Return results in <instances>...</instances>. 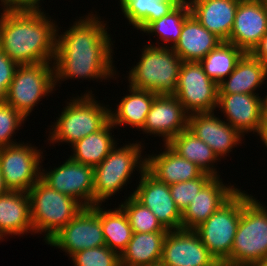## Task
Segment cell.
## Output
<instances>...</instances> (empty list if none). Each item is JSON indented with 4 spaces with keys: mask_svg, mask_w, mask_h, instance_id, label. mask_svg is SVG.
I'll return each mask as SVG.
<instances>
[{
    "mask_svg": "<svg viewBox=\"0 0 267 266\" xmlns=\"http://www.w3.org/2000/svg\"><path fill=\"white\" fill-rule=\"evenodd\" d=\"M82 17L73 22L63 34L57 28L53 62L55 87L65 79L82 78L105 82V79L109 81L112 77L117 78L114 77L117 71L113 66L114 50L112 38L107 32V21H101V17L93 12Z\"/></svg>",
    "mask_w": 267,
    "mask_h": 266,
    "instance_id": "cell-1",
    "label": "cell"
},
{
    "mask_svg": "<svg viewBox=\"0 0 267 266\" xmlns=\"http://www.w3.org/2000/svg\"><path fill=\"white\" fill-rule=\"evenodd\" d=\"M0 14V49L12 61L54 62L58 25L46 12L3 9Z\"/></svg>",
    "mask_w": 267,
    "mask_h": 266,
    "instance_id": "cell-2",
    "label": "cell"
},
{
    "mask_svg": "<svg viewBox=\"0 0 267 266\" xmlns=\"http://www.w3.org/2000/svg\"><path fill=\"white\" fill-rule=\"evenodd\" d=\"M140 60L127 74L129 85L157 95H176L183 61L169 46L145 45Z\"/></svg>",
    "mask_w": 267,
    "mask_h": 266,
    "instance_id": "cell-3",
    "label": "cell"
},
{
    "mask_svg": "<svg viewBox=\"0 0 267 266\" xmlns=\"http://www.w3.org/2000/svg\"><path fill=\"white\" fill-rule=\"evenodd\" d=\"M72 98L49 130L48 142L52 145L65 142L72 146L99 131L110 120V108L101 104L100 100L98 102L92 90Z\"/></svg>",
    "mask_w": 267,
    "mask_h": 266,
    "instance_id": "cell-4",
    "label": "cell"
},
{
    "mask_svg": "<svg viewBox=\"0 0 267 266\" xmlns=\"http://www.w3.org/2000/svg\"><path fill=\"white\" fill-rule=\"evenodd\" d=\"M253 195L242 203L230 257L221 266H250L267 259V207Z\"/></svg>",
    "mask_w": 267,
    "mask_h": 266,
    "instance_id": "cell-5",
    "label": "cell"
},
{
    "mask_svg": "<svg viewBox=\"0 0 267 266\" xmlns=\"http://www.w3.org/2000/svg\"><path fill=\"white\" fill-rule=\"evenodd\" d=\"M27 193L33 233H45V243L84 208L73 197L54 190L41 178Z\"/></svg>",
    "mask_w": 267,
    "mask_h": 266,
    "instance_id": "cell-6",
    "label": "cell"
},
{
    "mask_svg": "<svg viewBox=\"0 0 267 266\" xmlns=\"http://www.w3.org/2000/svg\"><path fill=\"white\" fill-rule=\"evenodd\" d=\"M142 142L116 146L94 167V205L107 202L129 183L133 171L142 173L146 169V157L141 156ZM144 158V159H143Z\"/></svg>",
    "mask_w": 267,
    "mask_h": 266,
    "instance_id": "cell-7",
    "label": "cell"
},
{
    "mask_svg": "<svg viewBox=\"0 0 267 266\" xmlns=\"http://www.w3.org/2000/svg\"><path fill=\"white\" fill-rule=\"evenodd\" d=\"M239 189L226 203L195 229L210 254L222 265L231 255L240 222L242 203L250 196Z\"/></svg>",
    "mask_w": 267,
    "mask_h": 266,
    "instance_id": "cell-8",
    "label": "cell"
},
{
    "mask_svg": "<svg viewBox=\"0 0 267 266\" xmlns=\"http://www.w3.org/2000/svg\"><path fill=\"white\" fill-rule=\"evenodd\" d=\"M55 88L53 62L18 65L3 100L27 120L40 99L52 95Z\"/></svg>",
    "mask_w": 267,
    "mask_h": 266,
    "instance_id": "cell-9",
    "label": "cell"
},
{
    "mask_svg": "<svg viewBox=\"0 0 267 266\" xmlns=\"http://www.w3.org/2000/svg\"><path fill=\"white\" fill-rule=\"evenodd\" d=\"M43 152L24 142L0 148V169L6 187L28 192L41 178Z\"/></svg>",
    "mask_w": 267,
    "mask_h": 266,
    "instance_id": "cell-10",
    "label": "cell"
},
{
    "mask_svg": "<svg viewBox=\"0 0 267 266\" xmlns=\"http://www.w3.org/2000/svg\"><path fill=\"white\" fill-rule=\"evenodd\" d=\"M218 90V84L208 77L200 62H183L175 96L189 115L214 112Z\"/></svg>",
    "mask_w": 267,
    "mask_h": 266,
    "instance_id": "cell-11",
    "label": "cell"
},
{
    "mask_svg": "<svg viewBox=\"0 0 267 266\" xmlns=\"http://www.w3.org/2000/svg\"><path fill=\"white\" fill-rule=\"evenodd\" d=\"M70 257L84 249L105 246L101 220L91 207H84L47 242Z\"/></svg>",
    "mask_w": 267,
    "mask_h": 266,
    "instance_id": "cell-12",
    "label": "cell"
},
{
    "mask_svg": "<svg viewBox=\"0 0 267 266\" xmlns=\"http://www.w3.org/2000/svg\"><path fill=\"white\" fill-rule=\"evenodd\" d=\"M63 163L48 172L41 168V179L54 190L73 197L84 207L94 206V168L75 162L70 157Z\"/></svg>",
    "mask_w": 267,
    "mask_h": 266,
    "instance_id": "cell-13",
    "label": "cell"
},
{
    "mask_svg": "<svg viewBox=\"0 0 267 266\" xmlns=\"http://www.w3.org/2000/svg\"><path fill=\"white\" fill-rule=\"evenodd\" d=\"M160 263L163 266H221L195 230L167 232Z\"/></svg>",
    "mask_w": 267,
    "mask_h": 266,
    "instance_id": "cell-14",
    "label": "cell"
},
{
    "mask_svg": "<svg viewBox=\"0 0 267 266\" xmlns=\"http://www.w3.org/2000/svg\"><path fill=\"white\" fill-rule=\"evenodd\" d=\"M139 178V184L131 194L151 210L165 229H182V213L171 196L169 185L157 180L146 169Z\"/></svg>",
    "mask_w": 267,
    "mask_h": 266,
    "instance_id": "cell-15",
    "label": "cell"
},
{
    "mask_svg": "<svg viewBox=\"0 0 267 266\" xmlns=\"http://www.w3.org/2000/svg\"><path fill=\"white\" fill-rule=\"evenodd\" d=\"M189 114L175 95H156L143 128L146 134L162 137L167 144L188 128Z\"/></svg>",
    "mask_w": 267,
    "mask_h": 266,
    "instance_id": "cell-16",
    "label": "cell"
},
{
    "mask_svg": "<svg viewBox=\"0 0 267 266\" xmlns=\"http://www.w3.org/2000/svg\"><path fill=\"white\" fill-rule=\"evenodd\" d=\"M267 32V7L262 0H240L227 42L250 53Z\"/></svg>",
    "mask_w": 267,
    "mask_h": 266,
    "instance_id": "cell-17",
    "label": "cell"
},
{
    "mask_svg": "<svg viewBox=\"0 0 267 266\" xmlns=\"http://www.w3.org/2000/svg\"><path fill=\"white\" fill-rule=\"evenodd\" d=\"M188 129L205 142L220 160L239 146L244 137L228 122L216 117L214 112L190 114Z\"/></svg>",
    "mask_w": 267,
    "mask_h": 266,
    "instance_id": "cell-18",
    "label": "cell"
},
{
    "mask_svg": "<svg viewBox=\"0 0 267 266\" xmlns=\"http://www.w3.org/2000/svg\"><path fill=\"white\" fill-rule=\"evenodd\" d=\"M239 189L231 183L224 185L220 177H213L182 213V229L195 230Z\"/></svg>",
    "mask_w": 267,
    "mask_h": 266,
    "instance_id": "cell-19",
    "label": "cell"
},
{
    "mask_svg": "<svg viewBox=\"0 0 267 266\" xmlns=\"http://www.w3.org/2000/svg\"><path fill=\"white\" fill-rule=\"evenodd\" d=\"M265 99L257 94H218L217 108L226 122L245 137L246 133H257Z\"/></svg>",
    "mask_w": 267,
    "mask_h": 266,
    "instance_id": "cell-20",
    "label": "cell"
},
{
    "mask_svg": "<svg viewBox=\"0 0 267 266\" xmlns=\"http://www.w3.org/2000/svg\"><path fill=\"white\" fill-rule=\"evenodd\" d=\"M191 14L208 31L228 41L240 0H187Z\"/></svg>",
    "mask_w": 267,
    "mask_h": 266,
    "instance_id": "cell-21",
    "label": "cell"
},
{
    "mask_svg": "<svg viewBox=\"0 0 267 266\" xmlns=\"http://www.w3.org/2000/svg\"><path fill=\"white\" fill-rule=\"evenodd\" d=\"M159 154H147L146 170L157 180L172 185L199 178L204 172L191 161L179 156L167 144Z\"/></svg>",
    "mask_w": 267,
    "mask_h": 266,
    "instance_id": "cell-22",
    "label": "cell"
},
{
    "mask_svg": "<svg viewBox=\"0 0 267 266\" xmlns=\"http://www.w3.org/2000/svg\"><path fill=\"white\" fill-rule=\"evenodd\" d=\"M0 233L4 236L33 234L27 192L11 191L0 196Z\"/></svg>",
    "mask_w": 267,
    "mask_h": 266,
    "instance_id": "cell-23",
    "label": "cell"
},
{
    "mask_svg": "<svg viewBox=\"0 0 267 266\" xmlns=\"http://www.w3.org/2000/svg\"><path fill=\"white\" fill-rule=\"evenodd\" d=\"M221 42L191 14L183 24L181 35L172 49L183 62H200Z\"/></svg>",
    "mask_w": 267,
    "mask_h": 266,
    "instance_id": "cell-24",
    "label": "cell"
},
{
    "mask_svg": "<svg viewBox=\"0 0 267 266\" xmlns=\"http://www.w3.org/2000/svg\"><path fill=\"white\" fill-rule=\"evenodd\" d=\"M267 80V64L245 53L233 72L218 84V94H258ZM257 93H256V92Z\"/></svg>",
    "mask_w": 267,
    "mask_h": 266,
    "instance_id": "cell-25",
    "label": "cell"
},
{
    "mask_svg": "<svg viewBox=\"0 0 267 266\" xmlns=\"http://www.w3.org/2000/svg\"><path fill=\"white\" fill-rule=\"evenodd\" d=\"M128 91L129 94L123 96L117 109L114 111L110 109V122L115 126V129L118 128L117 126L130 125V127L140 131L157 94L149 90H139L130 85Z\"/></svg>",
    "mask_w": 267,
    "mask_h": 266,
    "instance_id": "cell-26",
    "label": "cell"
},
{
    "mask_svg": "<svg viewBox=\"0 0 267 266\" xmlns=\"http://www.w3.org/2000/svg\"><path fill=\"white\" fill-rule=\"evenodd\" d=\"M167 232L133 233L127 248L120 255V265L149 266L160 263Z\"/></svg>",
    "mask_w": 267,
    "mask_h": 266,
    "instance_id": "cell-27",
    "label": "cell"
},
{
    "mask_svg": "<svg viewBox=\"0 0 267 266\" xmlns=\"http://www.w3.org/2000/svg\"><path fill=\"white\" fill-rule=\"evenodd\" d=\"M167 145L179 156L196 164L204 173L221 177L214 163L220 161L213 150L188 128L173 137Z\"/></svg>",
    "mask_w": 267,
    "mask_h": 266,
    "instance_id": "cell-28",
    "label": "cell"
},
{
    "mask_svg": "<svg viewBox=\"0 0 267 266\" xmlns=\"http://www.w3.org/2000/svg\"><path fill=\"white\" fill-rule=\"evenodd\" d=\"M114 128L115 126L109 120L99 131L77 141L71 146L73 155L71 154L70 158L93 168L99 165L116 144H119L114 135L112 136L111 131Z\"/></svg>",
    "mask_w": 267,
    "mask_h": 266,
    "instance_id": "cell-29",
    "label": "cell"
},
{
    "mask_svg": "<svg viewBox=\"0 0 267 266\" xmlns=\"http://www.w3.org/2000/svg\"><path fill=\"white\" fill-rule=\"evenodd\" d=\"M102 205L96 204L91 208L101 220L105 245L121 255L133 236L128 216L120 205L114 210H106Z\"/></svg>",
    "mask_w": 267,
    "mask_h": 266,
    "instance_id": "cell-30",
    "label": "cell"
},
{
    "mask_svg": "<svg viewBox=\"0 0 267 266\" xmlns=\"http://www.w3.org/2000/svg\"><path fill=\"white\" fill-rule=\"evenodd\" d=\"M123 16L136 30L173 11L183 0H119Z\"/></svg>",
    "mask_w": 267,
    "mask_h": 266,
    "instance_id": "cell-31",
    "label": "cell"
},
{
    "mask_svg": "<svg viewBox=\"0 0 267 266\" xmlns=\"http://www.w3.org/2000/svg\"><path fill=\"white\" fill-rule=\"evenodd\" d=\"M245 52L235 45L223 41L211 50L201 61L204 72L217 84L227 78Z\"/></svg>",
    "mask_w": 267,
    "mask_h": 266,
    "instance_id": "cell-32",
    "label": "cell"
},
{
    "mask_svg": "<svg viewBox=\"0 0 267 266\" xmlns=\"http://www.w3.org/2000/svg\"><path fill=\"white\" fill-rule=\"evenodd\" d=\"M191 15L190 5L187 0H183L173 11L160 19L152 21L144 30V33L157 35L158 43L156 46L173 47L179 40L184 21ZM161 39V40H160ZM162 44V45H161Z\"/></svg>",
    "mask_w": 267,
    "mask_h": 266,
    "instance_id": "cell-33",
    "label": "cell"
},
{
    "mask_svg": "<svg viewBox=\"0 0 267 266\" xmlns=\"http://www.w3.org/2000/svg\"><path fill=\"white\" fill-rule=\"evenodd\" d=\"M119 205L127 214L133 233L168 231L151 210L141 204L132 194Z\"/></svg>",
    "mask_w": 267,
    "mask_h": 266,
    "instance_id": "cell-34",
    "label": "cell"
},
{
    "mask_svg": "<svg viewBox=\"0 0 267 266\" xmlns=\"http://www.w3.org/2000/svg\"><path fill=\"white\" fill-rule=\"evenodd\" d=\"M26 118L14 107L0 100V148L20 143L13 139L15 131L19 130ZM15 141V142H14Z\"/></svg>",
    "mask_w": 267,
    "mask_h": 266,
    "instance_id": "cell-35",
    "label": "cell"
},
{
    "mask_svg": "<svg viewBox=\"0 0 267 266\" xmlns=\"http://www.w3.org/2000/svg\"><path fill=\"white\" fill-rule=\"evenodd\" d=\"M70 258L74 266H121L120 255L106 245L84 249Z\"/></svg>",
    "mask_w": 267,
    "mask_h": 266,
    "instance_id": "cell-36",
    "label": "cell"
},
{
    "mask_svg": "<svg viewBox=\"0 0 267 266\" xmlns=\"http://www.w3.org/2000/svg\"><path fill=\"white\" fill-rule=\"evenodd\" d=\"M212 178L210 174L203 173L199 178L169 185L171 196L181 213Z\"/></svg>",
    "mask_w": 267,
    "mask_h": 266,
    "instance_id": "cell-37",
    "label": "cell"
},
{
    "mask_svg": "<svg viewBox=\"0 0 267 266\" xmlns=\"http://www.w3.org/2000/svg\"><path fill=\"white\" fill-rule=\"evenodd\" d=\"M17 67L18 64L0 49V100L6 96Z\"/></svg>",
    "mask_w": 267,
    "mask_h": 266,
    "instance_id": "cell-38",
    "label": "cell"
},
{
    "mask_svg": "<svg viewBox=\"0 0 267 266\" xmlns=\"http://www.w3.org/2000/svg\"><path fill=\"white\" fill-rule=\"evenodd\" d=\"M1 9L9 11H42L41 0H0ZM40 4V5H39Z\"/></svg>",
    "mask_w": 267,
    "mask_h": 266,
    "instance_id": "cell-39",
    "label": "cell"
},
{
    "mask_svg": "<svg viewBox=\"0 0 267 266\" xmlns=\"http://www.w3.org/2000/svg\"><path fill=\"white\" fill-rule=\"evenodd\" d=\"M250 54L254 58L259 59L260 61L265 62L267 64V32L261 38L259 43L254 47V49L250 52Z\"/></svg>",
    "mask_w": 267,
    "mask_h": 266,
    "instance_id": "cell-40",
    "label": "cell"
},
{
    "mask_svg": "<svg viewBox=\"0 0 267 266\" xmlns=\"http://www.w3.org/2000/svg\"><path fill=\"white\" fill-rule=\"evenodd\" d=\"M258 135H267V99L264 100L261 108L260 126L257 131Z\"/></svg>",
    "mask_w": 267,
    "mask_h": 266,
    "instance_id": "cell-41",
    "label": "cell"
},
{
    "mask_svg": "<svg viewBox=\"0 0 267 266\" xmlns=\"http://www.w3.org/2000/svg\"><path fill=\"white\" fill-rule=\"evenodd\" d=\"M9 191V189L6 187L5 183H4V178L3 175L1 173V169H0V196L7 193Z\"/></svg>",
    "mask_w": 267,
    "mask_h": 266,
    "instance_id": "cell-42",
    "label": "cell"
},
{
    "mask_svg": "<svg viewBox=\"0 0 267 266\" xmlns=\"http://www.w3.org/2000/svg\"><path fill=\"white\" fill-rule=\"evenodd\" d=\"M250 266H267V259L251 264Z\"/></svg>",
    "mask_w": 267,
    "mask_h": 266,
    "instance_id": "cell-43",
    "label": "cell"
},
{
    "mask_svg": "<svg viewBox=\"0 0 267 266\" xmlns=\"http://www.w3.org/2000/svg\"><path fill=\"white\" fill-rule=\"evenodd\" d=\"M259 138L262 141V144L267 148V135H259Z\"/></svg>",
    "mask_w": 267,
    "mask_h": 266,
    "instance_id": "cell-44",
    "label": "cell"
},
{
    "mask_svg": "<svg viewBox=\"0 0 267 266\" xmlns=\"http://www.w3.org/2000/svg\"><path fill=\"white\" fill-rule=\"evenodd\" d=\"M149 266H163L161 263L154 264V265H149Z\"/></svg>",
    "mask_w": 267,
    "mask_h": 266,
    "instance_id": "cell-45",
    "label": "cell"
},
{
    "mask_svg": "<svg viewBox=\"0 0 267 266\" xmlns=\"http://www.w3.org/2000/svg\"><path fill=\"white\" fill-rule=\"evenodd\" d=\"M4 236L0 233V240L1 241H3L4 240V238H3Z\"/></svg>",
    "mask_w": 267,
    "mask_h": 266,
    "instance_id": "cell-46",
    "label": "cell"
},
{
    "mask_svg": "<svg viewBox=\"0 0 267 266\" xmlns=\"http://www.w3.org/2000/svg\"><path fill=\"white\" fill-rule=\"evenodd\" d=\"M264 5L267 7V0H262Z\"/></svg>",
    "mask_w": 267,
    "mask_h": 266,
    "instance_id": "cell-47",
    "label": "cell"
}]
</instances>
